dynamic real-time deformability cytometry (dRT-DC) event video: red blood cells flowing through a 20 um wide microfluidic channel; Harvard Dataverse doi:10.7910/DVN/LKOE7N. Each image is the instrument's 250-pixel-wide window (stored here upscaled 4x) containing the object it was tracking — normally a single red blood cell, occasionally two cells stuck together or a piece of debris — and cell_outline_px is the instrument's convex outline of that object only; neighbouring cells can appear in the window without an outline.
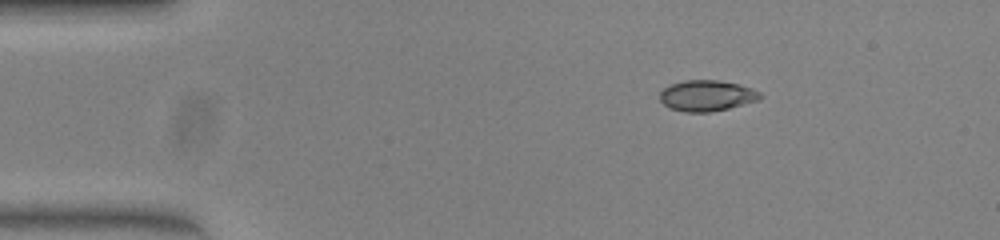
{"species": "common noctule bat (a hibernating species)", "species_latin": "Nyctalus noctula", "temperature_condition": "warm", "stored_images_in_passage": 43, "camera_frame_rate_fps": 3000, "um_per_image_px": 0.085, "animal": {"sex": "female", "body_mass_g": 23.0, "forearm_length_mm": 53.4}, "frame": {"image": 1, "passage_image": 1, "time_ms": 0.0, "image_size_px": [1000, 240], "cell_outline_px": [[764, 96], [760, 100], [728, 108], [708, 112], [684, 112], [672, 108], [664, 104], [660, 100], [660, 92], [664, 88], [672, 84], [684, 80], [716, 80], [736, 84], [752, 88], [760, 92]], "centroid_in_image_um": [60.1, 8.13], "position_along_channel_um": 24.9, "area_um2": 17.92}}
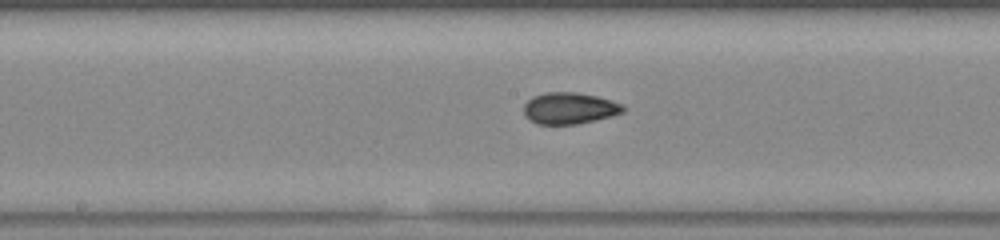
{"frame": {"image": 2, "passage_image": 19, "time_ms": 6.0, "image_size_px": [1000, 240], "cell_outline_px": [[624, 112], [612, 116], [576, 124], [536, 124], [524, 116], [524, 104], [532, 96], [544, 92], [576, 92], [596, 96], [612, 100], [620, 104], [624, 108]], "centroid_in_image_um": [48.37, 9.19], "position_along_channel_um": 199.8, "area_um2": 18.26}}
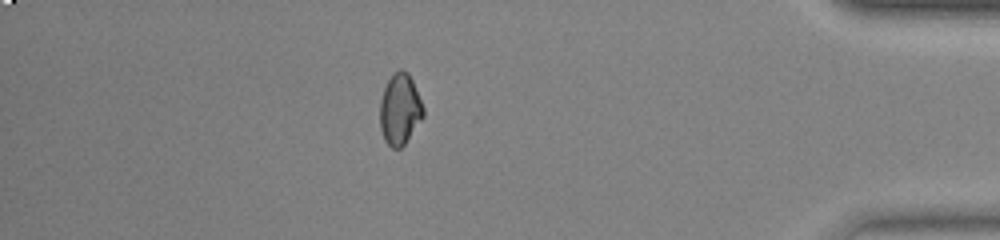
{"frame": {"image": 3, "passage_image": 37, "time_ms": 12.0, "image_size_px": [1000, 240], "cell_outline_px": [[424, 116], [404, 144], [400, 148], [392, 148], [384, 140], [380, 128], [380, 100], [384, 88], [392, 72], [400, 68], [408, 72], [412, 80], [424, 108]], "centroid_in_image_um": [33.98, 9.27], "position_along_channel_um": 401.2, "area_um2": 17.98}, "authors_computed_cell_mechanics": {"area_um2": 17.9758, "velocity_mm_per_s": 4.0705, "shape_relaxation_time_tau1_ms": 5.7001, "shape_relaxation_time_tau2_ms": 0.8657, "deformation_change_tau1": 0.1509, "deformation_change_tau2": 0.0281}}